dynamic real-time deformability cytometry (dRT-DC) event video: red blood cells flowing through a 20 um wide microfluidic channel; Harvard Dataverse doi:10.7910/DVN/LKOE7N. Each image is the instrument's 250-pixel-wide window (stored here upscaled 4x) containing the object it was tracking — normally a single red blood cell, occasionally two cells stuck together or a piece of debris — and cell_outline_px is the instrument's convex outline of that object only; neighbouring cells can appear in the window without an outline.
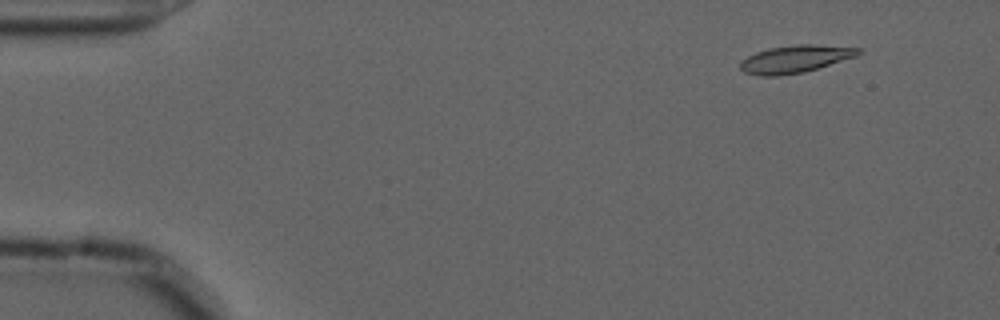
{"species": "common noctule bat (a hibernating species)", "species_latin": "Nyctalus noctula", "temperature_condition": "cold", "stored_images_in_passage": 51, "camera_frame_rate_fps": 3000, "um_per_image_px": 0.085, "animal": {"sex": "male", "forearm_length_mm": 52.5}, "frame": {"image": 1, "passage_image": 1, "time_ms": 0.0, "image_size_px": [1000, 320], "cell_outline_px": [[864, 52], [856, 56], [804, 72], [776, 76], [760, 76], [744, 72], [740, 68], [740, 60], [756, 52], [768, 48], [796, 44], [816, 44], [860, 48]], "centroid_in_image_um": [67.58, 5.0], "position_along_channel_um": 17.4, "area_um2": 18.96}}
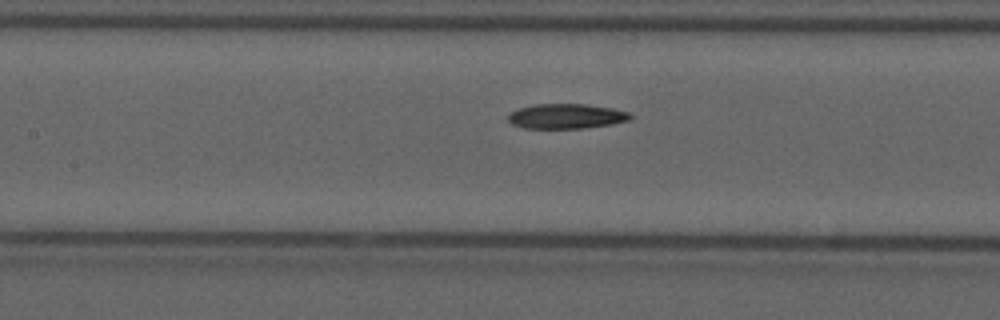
{"frame": {"image": 2, "passage_image": 21, "time_ms": 6.667, "image_size_px": [1000, 320], "cell_outline_px": [[632, 116], [628, 120], [612, 124], [584, 128], [524, 128], [512, 124], [508, 120], [508, 116], [512, 112], [520, 108], [536, 104], [584, 104], [612, 108], [632, 112]], "centroid_in_image_um": [48.17, 9.88], "position_along_channel_um": 159.2, "area_um2": 17.63}}
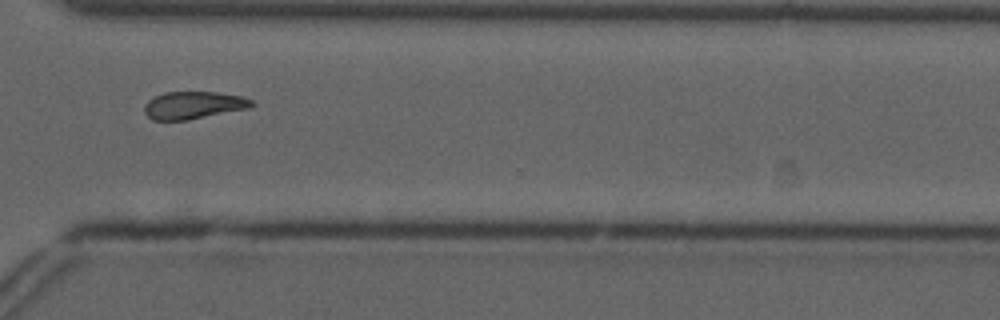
{"frame": {"image": 3, "passage_image": 37, "time_ms": 12.0, "image_size_px": [1000, 320], "cell_outline_px": [[256, 104], [248, 108], [188, 120], [152, 120], [144, 112], [144, 104], [148, 100], [164, 92], [220, 92], [240, 96], [252, 100]], "centroid_in_image_um": [16.43, 8.94], "position_along_channel_um": 354.2, "area_um2": 17.17}, "authors_computed_cell_mechanics": {"area_um2": 18.0914, "velocity_mm_per_s": 3.6635, "shape_relaxation_time_tau1_ms": 10.3448, "shape_relaxation_time_tau2_ms": 3.1676, "deformation_change_tau1": 0.1958, "deformation_change_tau2": 0.0848}}